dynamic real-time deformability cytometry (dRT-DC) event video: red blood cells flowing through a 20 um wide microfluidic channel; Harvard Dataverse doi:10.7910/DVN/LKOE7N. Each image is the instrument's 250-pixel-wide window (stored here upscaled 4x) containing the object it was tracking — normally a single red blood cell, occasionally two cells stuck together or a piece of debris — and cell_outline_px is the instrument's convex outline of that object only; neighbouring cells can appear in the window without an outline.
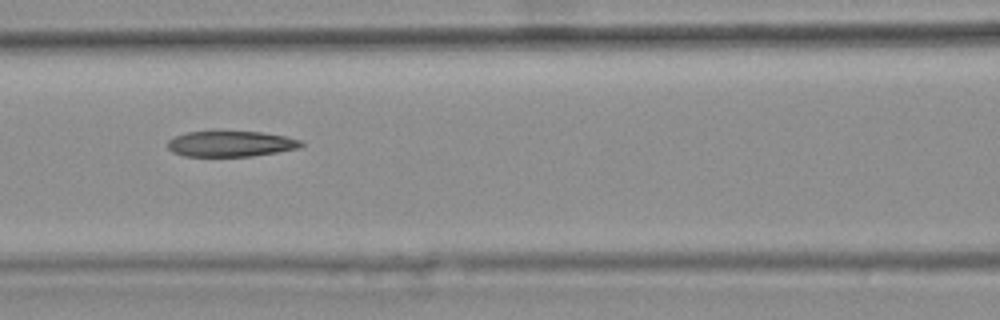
{"species": "common noctule bat (a hibernating species)", "species_latin": "Nyctalus noctula", "temperature_condition": "warm", "stored_images_in_passage": 44, "camera_frame_rate_fps": 3000, "um_per_image_px": 0.085, "animal": {"sex": "female", "body_mass_g": 25.1}, "frame": {"image": 1, "passage_image": 19, "time_ms": 6.0, "image_size_px": [1000, 320], "cell_outline_px": [[304, 144], [300, 148], [252, 156], [184, 156], [172, 152], [168, 148], [168, 140], [176, 136], [188, 132], [260, 132], [284, 136], [300, 140]], "centroid_in_image_um": [19.61, 12.23], "position_along_channel_um": 147.0, "area_um2": 19.71}, "authors_computed_cell_mechanics": {"area_um2": 21.2704, "velocity_mm_per_s": 3.7515, "shape_relaxation_time_tau1_ms": null, "shape_relaxation_time_tau2_ms": 8.9523, "deformation_change_tau1": null, "deformation_change_tau2": 0.2168}}